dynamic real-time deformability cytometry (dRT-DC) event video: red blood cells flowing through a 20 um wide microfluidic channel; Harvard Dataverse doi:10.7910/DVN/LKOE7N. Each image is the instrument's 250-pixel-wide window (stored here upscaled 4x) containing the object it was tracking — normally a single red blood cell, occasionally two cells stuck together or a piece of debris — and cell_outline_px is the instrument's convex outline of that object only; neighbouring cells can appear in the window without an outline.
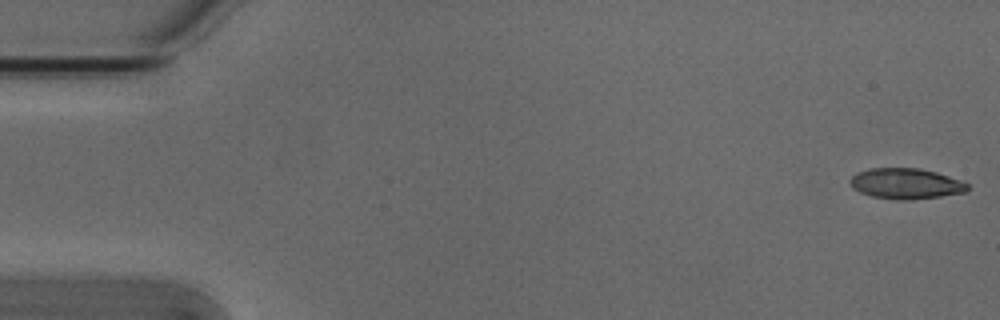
{"species": "Egyptian fruit bat (a non-hibernating species)", "species_latin": "Rousettus aegyptiacus", "temperature_condition": "cold", "stored_images_in_passage": 4, "camera_frame_rate_fps": 3000, "um_per_image_px": 0.085, "animal": {"sex": "male"}, "frame": {"image": 1, "passage_image": 1, "time_ms": 0.0, "image_size_px": [1000, 320], "cell_outline_px": [[968, 192], [940, 196], [908, 200], [900, 200], [872, 196], [860, 192], [852, 188], [848, 180], [856, 172], [868, 168], [920, 168], [936, 172], [960, 180], [968, 184]], "centroid_in_image_um": [76.97, 15.6], "position_along_channel_um": 8.0, "area_um2": 21.04}}
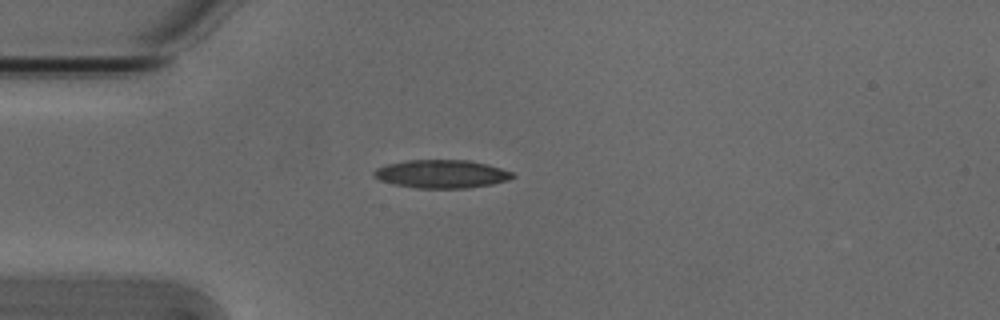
{"frame": {"image": 2, "passage_image": 4, "time_ms": 1.0, "image_size_px": [1000, 320], "cell_outline_px": [[516, 176], [508, 180], [492, 184], [468, 188], [416, 188], [396, 184], [380, 180], [372, 176], [372, 172], [376, 168], [388, 164], [408, 160], [468, 160], [500, 168], [512, 172]], "centroid_in_image_um": [37.52, 14.79], "position_along_channel_um": 47.5, "area_um2": 22.66}}